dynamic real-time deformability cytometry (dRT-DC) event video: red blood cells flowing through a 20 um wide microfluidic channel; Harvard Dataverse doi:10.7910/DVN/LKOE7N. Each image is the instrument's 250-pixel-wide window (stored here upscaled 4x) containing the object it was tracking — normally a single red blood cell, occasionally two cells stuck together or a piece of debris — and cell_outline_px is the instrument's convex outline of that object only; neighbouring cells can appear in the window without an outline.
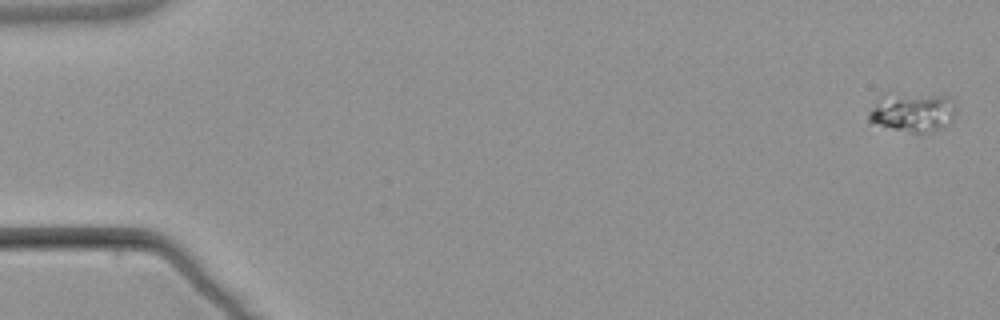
{"species": "common noctule bat (a hibernating species)", "species_latin": "Nyctalus noctula", "temperature_condition": "warm", "stored_images_in_passage": 5, "camera_frame_rate_fps": 3000, "um_per_image_px": 0.085, "animal": {"sex": "male", "body_mass_g": 21.5, "forearm_length_mm": 52.0}, "frame": {"image": 1, "passage_image": 1, "time_ms": 0.0, "image_size_px": [1000, 320], "cell_outline_px": [[956, 116], [948, 124], [940, 128], [920, 136], [892, 128], [868, 120], [868, 112], [880, 96], [884, 92], [952, 96], [956, 104]], "centroid_in_image_um": [77.63, 9.52], "position_along_channel_um": 7.4, "area_um2": 20.69}}
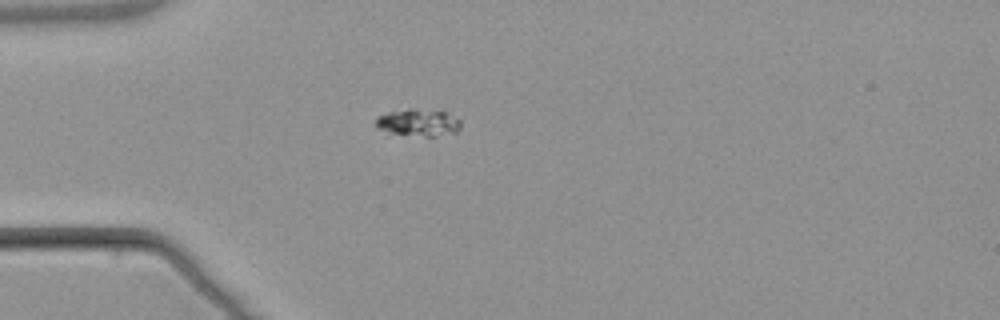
{"frame": {"image": 2, "passage_image": 5, "time_ms": 4.667, "image_size_px": [1000, 320], "cell_outline_px": [[460, 128], [456, 132], [436, 136], [424, 136], [392, 132], [376, 128], [376, 116], [388, 112], [408, 108], [412, 108], [448, 112], [460, 120]], "centroid_in_image_um": [35.57, 10.39], "position_along_channel_um": 49.4, "area_um2": 13.35}}